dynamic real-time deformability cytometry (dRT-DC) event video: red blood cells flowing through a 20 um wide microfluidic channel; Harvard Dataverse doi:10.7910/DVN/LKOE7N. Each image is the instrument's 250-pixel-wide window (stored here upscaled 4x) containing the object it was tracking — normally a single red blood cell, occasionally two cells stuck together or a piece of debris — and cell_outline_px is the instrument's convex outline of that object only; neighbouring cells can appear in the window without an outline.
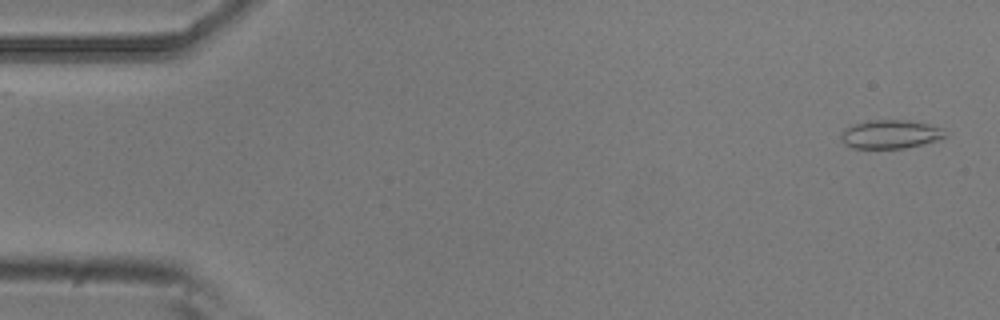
{"species": "common noctule bat (a hibernating species)", "species_latin": "Nyctalus noctula", "temperature_condition": "room temperature", "stored_images_in_passage": 2, "camera_frame_rate_fps": 3000, "um_per_image_px": 0.085, "animal": {"sex": "male", "body_mass_g": 20.5, "forearm_length_mm": 52.5}, "frame": {"image": 1, "passage_image": 2, "time_ms": 0.333, "image_size_px": [1000, 320], "cell_outline_px": [[948, 136], [940, 140], [924, 144], [904, 148], [852, 148], [844, 144], [840, 140], [840, 136], [844, 128], [868, 120], [908, 120], [940, 128]], "centroid_in_image_um": [75.65, 11.42], "position_along_channel_um": 9.3, "area_um2": 17.34}}